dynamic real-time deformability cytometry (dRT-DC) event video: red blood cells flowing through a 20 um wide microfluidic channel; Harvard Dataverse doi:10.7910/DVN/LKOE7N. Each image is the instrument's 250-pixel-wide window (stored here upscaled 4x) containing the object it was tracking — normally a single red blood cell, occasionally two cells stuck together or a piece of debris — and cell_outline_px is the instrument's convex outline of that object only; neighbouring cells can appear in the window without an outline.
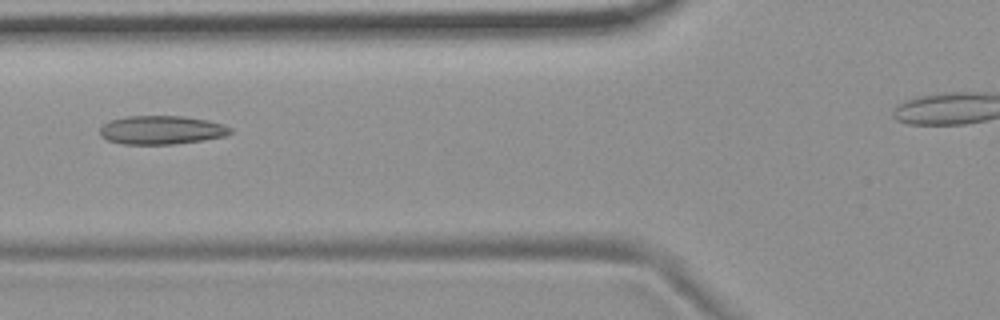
{"species": "common noctule bat (a hibernating species)", "species_latin": "Nyctalus noctula", "temperature_condition": "room temperature", "stored_images_in_passage": 39, "camera_frame_rate_fps": 3000, "um_per_image_px": 0.085, "animal": {"sex": "female", "body_mass_g": 19.9}, "frame": {"image": 1, "passage_image": 12, "time_ms": 3.667, "image_size_px": [1000, 320], "cell_outline_px": [[232, 132], [224, 136], [200, 140], [172, 144], [124, 144], [108, 140], [100, 136], [100, 128], [108, 120], [128, 116], [184, 116], [208, 120], [224, 124], [232, 128]], "centroid_in_image_um": [13.72, 11.04], "position_along_channel_um": 112.1, "area_um2": 21.73}}